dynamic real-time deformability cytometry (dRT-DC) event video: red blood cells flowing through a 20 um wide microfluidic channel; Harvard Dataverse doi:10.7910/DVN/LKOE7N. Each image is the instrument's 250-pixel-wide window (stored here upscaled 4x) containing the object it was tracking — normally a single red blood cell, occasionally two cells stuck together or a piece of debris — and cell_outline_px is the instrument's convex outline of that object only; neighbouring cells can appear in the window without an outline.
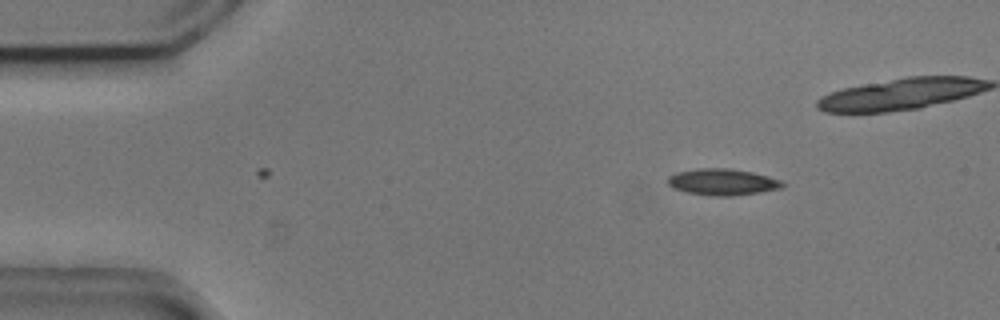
{"species": "common noctule bat (a hibernating species)", "species_latin": "Nyctalus noctula", "temperature_condition": "cold", "stored_images_in_passage": 2, "camera_frame_rate_fps": 3000, "um_per_image_px": 0.085, "animal": {"sex": "male", "body_mass_g": 20.5, "forearm_length_mm": 52.5}, "frame": {"image": 1, "passage_image": 2, "time_ms": 0.333, "image_size_px": [1000, 320], "cell_outline_px": [[788, 184], [784, 188], [760, 192], [732, 196], [712, 196], [688, 192], [672, 188], [668, 184], [668, 176], [676, 172], [696, 168], [728, 168], [752, 172], [784, 180]], "centroid_in_image_um": [61.47, 15.47], "position_along_channel_um": 23.5, "area_um2": 17.98}}